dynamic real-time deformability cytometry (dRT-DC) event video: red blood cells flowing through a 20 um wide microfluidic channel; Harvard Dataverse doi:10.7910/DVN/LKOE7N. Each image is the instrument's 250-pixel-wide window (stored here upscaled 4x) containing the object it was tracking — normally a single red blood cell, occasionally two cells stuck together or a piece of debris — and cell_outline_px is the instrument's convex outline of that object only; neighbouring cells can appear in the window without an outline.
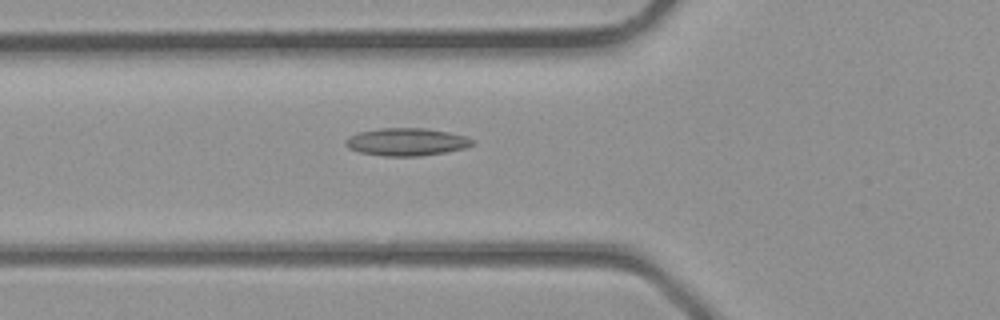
{"species": "common noctule bat (a hibernating species)", "species_latin": "Nyctalus noctula", "temperature_condition": "room temperature", "stored_images_in_passage": 26, "camera_frame_rate_fps": 3000, "um_per_image_px": 0.085, "animal": {"sex": "male", "body_mass_g": 23.1, "forearm_length_mm": 52.7}, "frame": {"image": 1, "passage_image": 6, "time_ms": 1.667, "image_size_px": [1000, 320], "cell_outline_px": [[472, 144], [464, 148], [444, 152], [420, 156], [384, 156], [360, 152], [348, 148], [344, 144], [344, 140], [348, 136], [360, 132], [380, 128], [424, 128], [448, 132], [464, 136], [472, 140]], "centroid_in_image_um": [34.48, 12.06], "position_along_channel_um": 91.3, "area_um2": 20.23}}
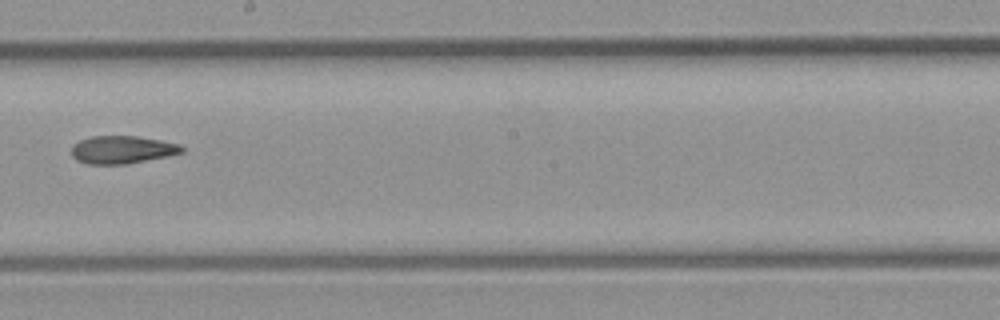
{"frame": {"image": 2, "passage_image": 14, "time_ms": 4.333, "image_size_px": [1000, 320], "cell_outline_px": [[184, 152], [168, 156], [128, 164], [88, 164], [76, 160], [72, 156], [72, 144], [80, 140], [92, 136], [136, 136], [160, 140], [180, 144], [184, 148]], "centroid_in_image_um": [10.38, 12.73], "position_along_channel_um": 237.8, "area_um2": 17.98}}
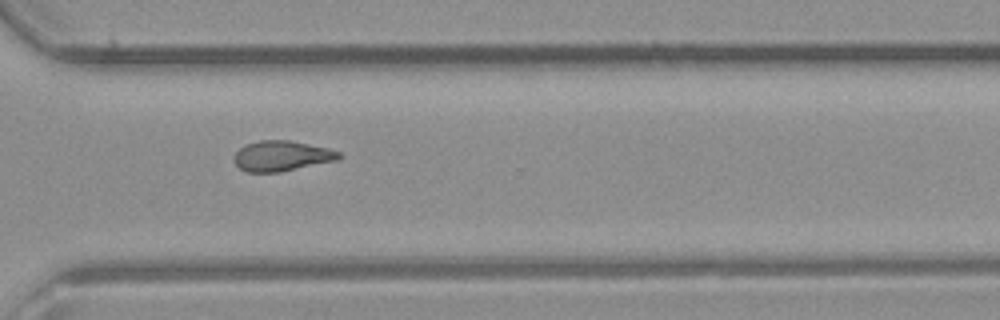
{"frame": {"image": 3, "passage_image": 20, "time_ms": 6.333, "image_size_px": [1000, 320], "cell_outline_px": [[344, 156], [336, 160], [280, 172], [248, 172], [240, 168], [236, 164], [236, 152], [240, 148], [248, 144], [260, 140], [288, 140], [328, 148], [340, 152]], "centroid_in_image_um": [23.98, 13.25], "position_along_channel_um": 346.6, "area_um2": 18.21}}